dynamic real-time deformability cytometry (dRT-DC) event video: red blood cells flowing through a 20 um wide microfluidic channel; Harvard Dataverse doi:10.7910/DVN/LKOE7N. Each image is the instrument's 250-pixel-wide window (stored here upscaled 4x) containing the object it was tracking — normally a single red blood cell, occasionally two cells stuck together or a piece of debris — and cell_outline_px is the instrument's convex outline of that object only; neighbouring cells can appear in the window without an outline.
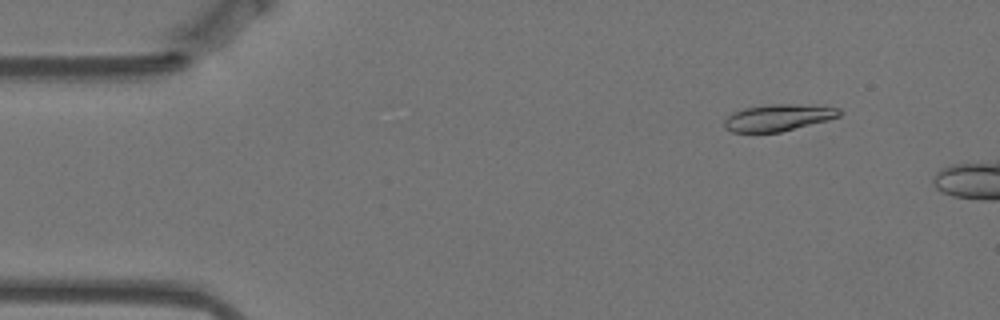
{"species": "Egyptian fruit bat (a non-hibernating species)", "species_latin": "Rousettus aegyptiacus", "temperature_condition": "warm", "stored_images_in_passage": 51, "camera_frame_rate_fps": 3000, "um_per_image_px": 0.085, "animal": {"sex": "female"}, "frame": {"image": 1, "passage_image": 6, "time_ms": 1.667, "image_size_px": [1000, 320], "cell_outline_px": [[844, 112], [840, 116], [828, 120], [780, 132], [732, 132], [724, 128], [724, 120], [732, 112], [744, 108], [768, 104], [796, 104], [840, 108]], "centroid_in_image_um": [66.14, 9.99], "position_along_channel_um": 18.9, "area_um2": 17.98}}
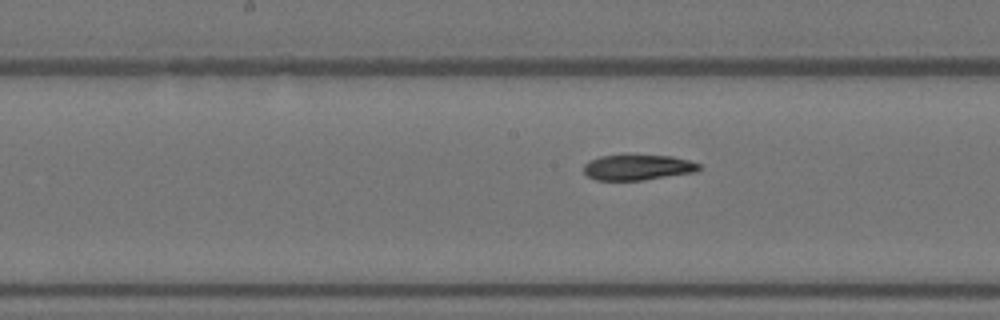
{"frame": {"image": 2, "passage_image": 28, "time_ms": 9.0, "image_size_px": [1000, 320], "cell_outline_px": [[700, 168], [696, 172], [644, 180], [596, 180], [588, 176], [584, 172], [584, 164], [600, 156], [672, 156], [688, 160], [700, 164]], "centroid_in_image_um": [54.23, 14.24], "position_along_channel_um": 194.0, "area_um2": 16.82}}
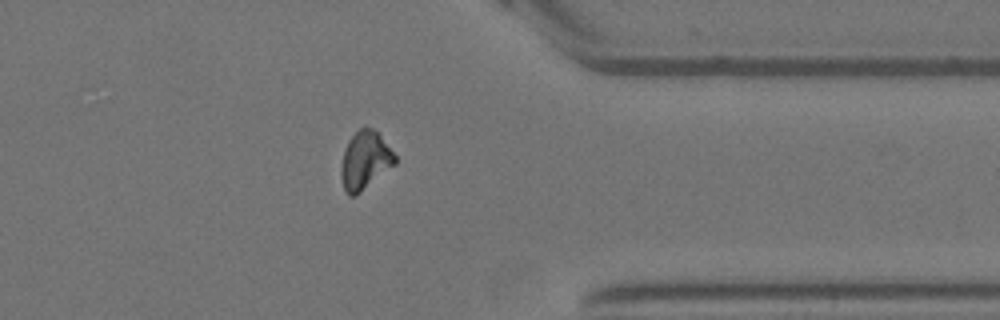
{"frame": {"image": 3, "passage_image": 45, "time_ms": 14.667, "image_size_px": [1000, 320], "cell_outline_px": [[396, 164], [360, 192], [352, 196], [348, 196], [344, 188], [340, 176], [340, 168], [344, 148], [348, 140], [360, 128], [372, 128], [380, 136], [396, 156]], "centroid_in_image_um": [31.0, 13.65], "position_along_channel_um": 380.4, "area_um2": 18.03}}